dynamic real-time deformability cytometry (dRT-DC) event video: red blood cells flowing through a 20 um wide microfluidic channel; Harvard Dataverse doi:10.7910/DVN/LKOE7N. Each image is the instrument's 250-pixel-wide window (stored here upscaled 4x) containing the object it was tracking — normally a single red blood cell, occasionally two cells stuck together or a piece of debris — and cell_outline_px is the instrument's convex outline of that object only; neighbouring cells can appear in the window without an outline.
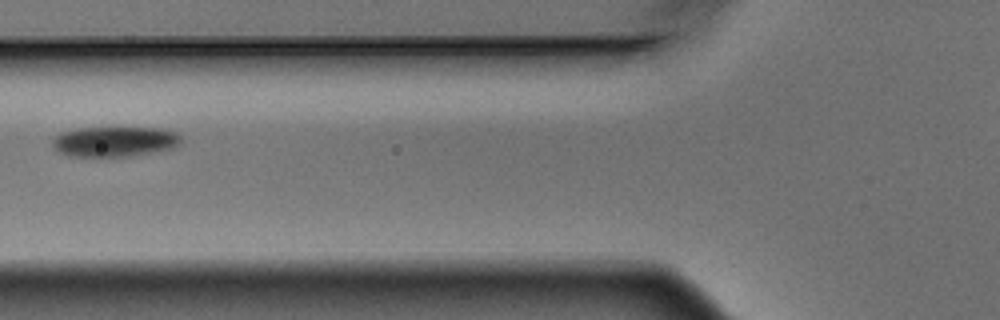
{"species": "Egyptian fruit bat (a non-hibernating species)", "species_latin": "Rousettus aegyptiacus", "temperature_condition": "warm", "stored_images_in_passage": 4, "camera_frame_rate_fps": 3000, "um_per_image_px": 0.085, "animal": {"sex": "male"}, "frame": {"image": 1, "passage_image": 4, "time_ms": 1.0, "image_size_px": [1000, 320], "cell_outline_px": [[180, 144], [176, 148], [128, 156], [68, 156], [56, 152], [52, 148], [52, 140], [60, 132], [76, 128], [108, 124], [116, 124], [160, 128], [176, 132], [180, 136]], "centroid_in_image_um": [9.71, 11.96], "position_along_channel_um": 116.1, "area_um2": 24.1}}